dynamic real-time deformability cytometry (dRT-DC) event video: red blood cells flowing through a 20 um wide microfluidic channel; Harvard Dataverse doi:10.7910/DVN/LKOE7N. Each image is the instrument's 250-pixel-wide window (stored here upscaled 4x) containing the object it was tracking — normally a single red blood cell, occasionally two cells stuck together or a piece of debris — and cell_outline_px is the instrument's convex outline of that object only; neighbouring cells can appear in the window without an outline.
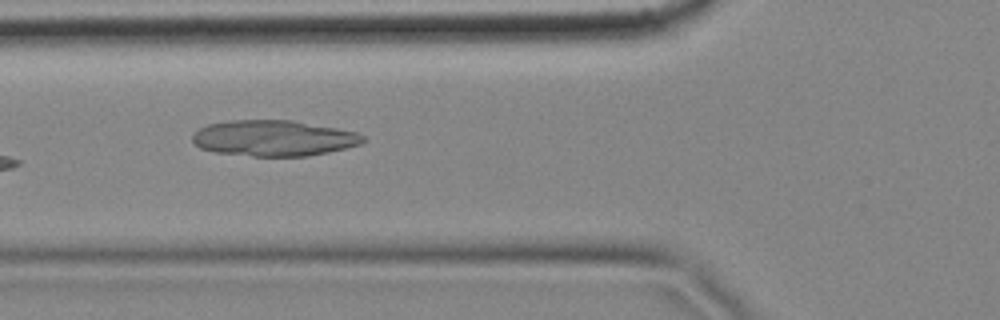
{"species": "common noctule bat (a hibernating species)", "species_latin": "Nyctalus noctula", "temperature_condition": "cold", "stored_images_in_passage": 7, "camera_frame_rate_fps": 3000, "um_per_image_px": 0.085, "animal": {"sex": "female", "body_mass_g": 18.4}, "frame": {"image": 1, "passage_image": 6, "time_ms": 1.667, "image_size_px": [1000, 320], "cell_outline_px": [[364, 140], [360, 144], [328, 152], [308, 156], [252, 156], [212, 152], [200, 148], [192, 140], [192, 136], [200, 128], [208, 124], [232, 120], [292, 120], [336, 128], [356, 132], [364, 136]], "centroid_in_image_um": [23.24, 11.74], "position_along_channel_um": 102.6, "area_um2": 35.49}}
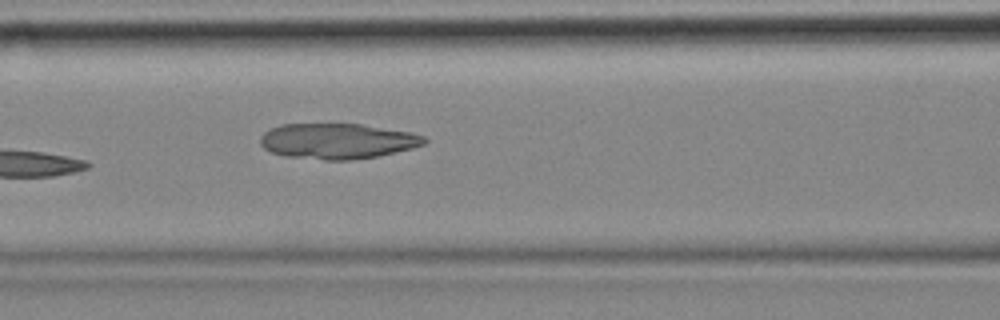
{"frame": {"image": 2, "passage_image": 7, "time_ms": 2.0, "image_size_px": [1000, 320], "cell_outline_px": [[428, 140], [424, 144], [412, 148], [396, 152], [376, 156], [348, 160], [324, 160], [284, 156], [272, 152], [264, 148], [260, 144], [260, 136], [268, 128], [280, 124], [364, 124], [408, 132], [424, 136]], "centroid_in_image_um": [28.64, 11.99], "position_along_channel_um": 138.0, "area_um2": 33.99}}